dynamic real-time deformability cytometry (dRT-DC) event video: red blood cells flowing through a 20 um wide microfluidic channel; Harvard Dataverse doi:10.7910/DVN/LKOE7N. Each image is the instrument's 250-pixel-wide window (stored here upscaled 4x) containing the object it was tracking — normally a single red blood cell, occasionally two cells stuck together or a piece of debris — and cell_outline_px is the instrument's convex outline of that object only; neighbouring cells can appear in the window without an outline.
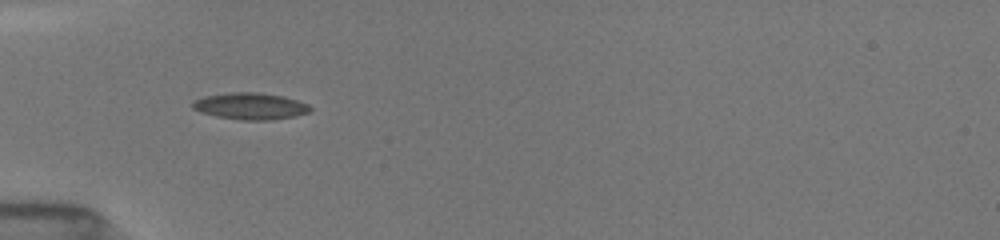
{"species": "common noctule bat (a hibernating species)", "species_latin": "Nyctalus noctula", "temperature_condition": "room temperature", "stored_images_in_passage": 26, "camera_frame_rate_fps": 3000, "um_per_image_px": 0.085, "animal": {"sex": "female", "body_mass_g": 19.5, "forearm_length_mm": 54.1}, "frame": {"image": 1, "passage_image": 1, "time_ms": 0.0, "image_size_px": [1000, 240], "cell_outline_px": [[312, 108], [308, 112], [296, 116], [272, 120], [240, 120], [216, 116], [200, 112], [192, 108], [192, 104], [196, 100], [204, 96], [228, 92], [256, 92], [284, 96], [308, 104]], "centroid_in_image_um": [21.28, 9.02], "position_along_channel_um": 63.7, "area_um2": 18.32}}
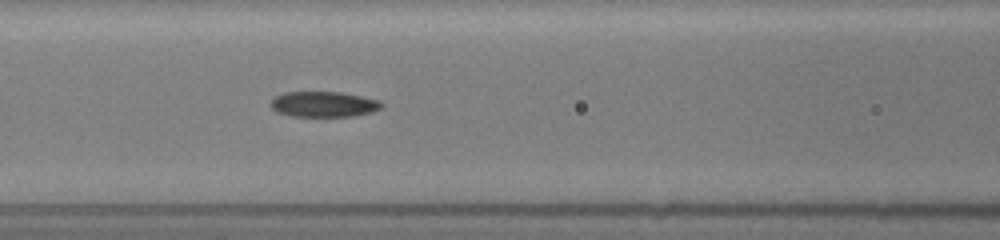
{"frame": {"image": 2, "passage_image": 15, "time_ms": 2.0, "image_size_px": [1000, 240], "cell_outline_px": [[384, 104], [380, 108], [372, 112], [356, 116], [292, 116], [276, 112], [268, 104], [276, 96], [284, 92], [340, 92], [380, 100]], "centroid_in_image_um": [27.5, 8.86], "position_along_channel_um": 139.1, "area_um2": 16.53}}
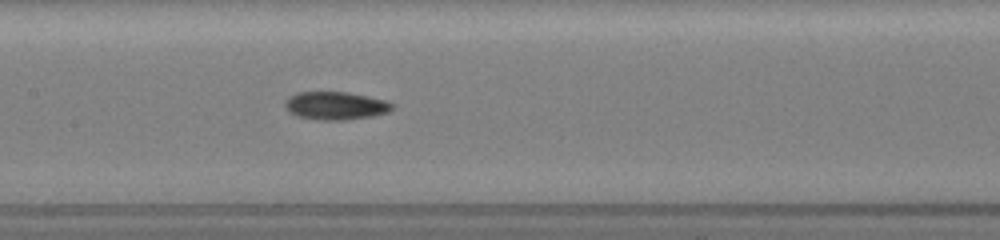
{"frame": {"image": 3, "passage_image": 22, "time_ms": 3.0, "image_size_px": [1000, 240], "cell_outline_px": [[396, 108], [388, 112], [372, 116], [344, 120], [320, 120], [296, 116], [288, 112], [284, 108], [284, 100], [288, 96], [296, 92], [348, 92], [368, 96], [384, 100], [392, 104]], "centroid_in_image_um": [28.47, 8.98], "position_along_channel_um": 178.9, "area_um2": 17.74}}